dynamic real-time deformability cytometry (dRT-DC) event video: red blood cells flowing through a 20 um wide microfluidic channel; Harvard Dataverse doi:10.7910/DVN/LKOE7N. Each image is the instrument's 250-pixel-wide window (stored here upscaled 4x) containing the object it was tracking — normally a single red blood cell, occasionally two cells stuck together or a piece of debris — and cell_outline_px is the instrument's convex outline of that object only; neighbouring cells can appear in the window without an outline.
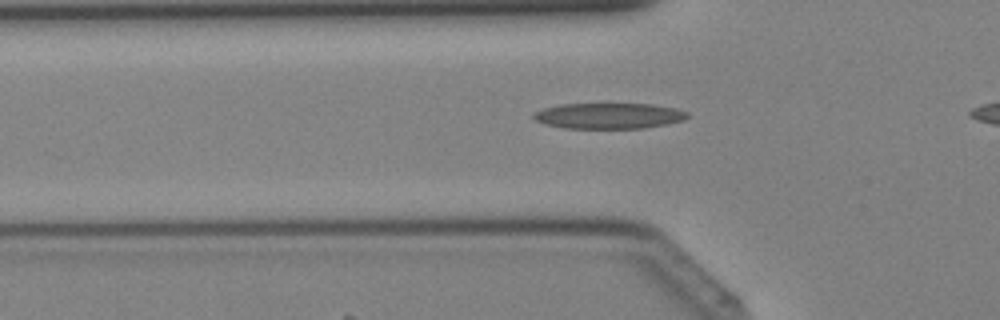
{"species": "Egyptian fruit bat (a non-hibernating species)", "species_latin": "Rousettus aegyptiacus", "temperature_condition": "cold", "stored_images_in_passage": 25, "camera_frame_rate_fps": 3000, "um_per_image_px": 0.085, "animal": {"sex": "female"}, "frame": {"image": 1, "passage_image": 5, "time_ms": 1.333, "image_size_px": [1000, 320], "cell_outline_px": [[688, 116], [684, 120], [644, 128], [564, 128], [544, 124], [536, 120], [532, 116], [532, 112], [544, 108], [560, 104], [652, 104], [676, 108], [688, 112]], "centroid_in_image_um": [51.72, 9.84], "position_along_channel_um": 74.1, "area_um2": 23.06}}
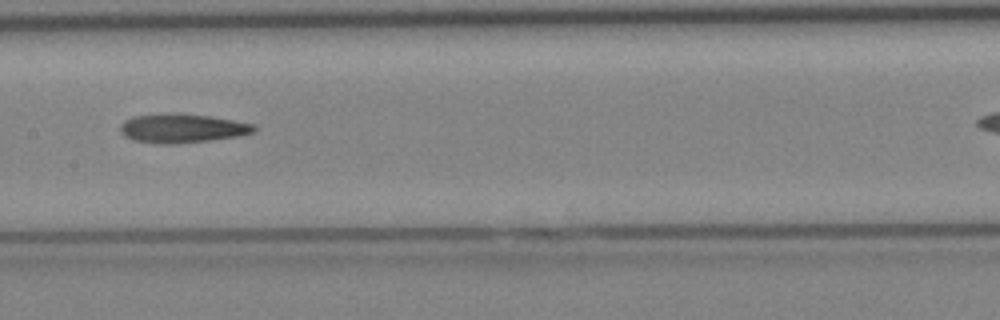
{"frame": {"image": 2, "passage_image": 12, "time_ms": 3.667, "image_size_px": [1000, 320], "cell_outline_px": [[256, 132], [240, 136], [212, 140], [172, 144], [168, 144], [132, 140], [124, 136], [120, 132], [120, 124], [124, 120], [132, 116], [208, 116], [232, 120], [252, 124], [256, 128]], "centroid_in_image_um": [15.5, 10.96], "position_along_channel_um": 191.9, "area_um2": 21.62}}
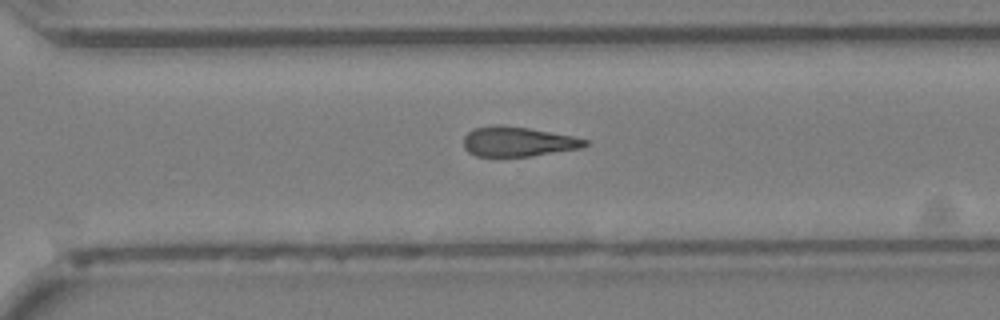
{"frame": {"image": 3, "passage_image": 20, "time_ms": 6.333, "image_size_px": [1000, 320], "cell_outline_px": [[588, 144], [584, 148], [528, 156], [476, 156], [468, 152], [464, 148], [464, 136], [472, 128], [492, 124], [500, 124], [528, 128], [572, 136], [588, 140]], "centroid_in_image_um": [43.99, 12.02], "position_along_channel_um": 326.6, "area_um2": 21.15}}